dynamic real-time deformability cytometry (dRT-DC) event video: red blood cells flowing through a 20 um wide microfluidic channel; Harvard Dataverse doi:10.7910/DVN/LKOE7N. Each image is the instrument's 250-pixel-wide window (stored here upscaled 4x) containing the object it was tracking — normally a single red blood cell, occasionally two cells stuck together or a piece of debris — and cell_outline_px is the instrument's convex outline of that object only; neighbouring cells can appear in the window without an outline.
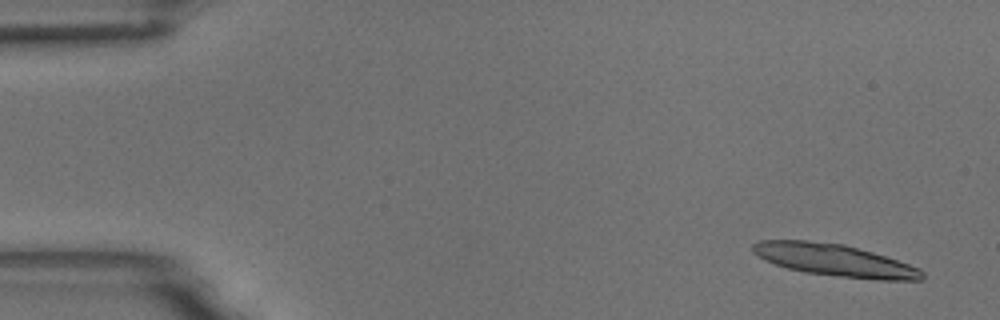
{"species": "common noctule bat (a hibernating species)", "species_latin": "Nyctalus noctula", "temperature_condition": "room temperature", "stored_images_in_passage": 16, "camera_frame_rate_fps": 3000, "um_per_image_px": 0.085, "animal": {"sex": "male", "body_mass_g": 18.8}, "frame": {"image": 1, "passage_image": 1, "time_ms": 0.0, "image_size_px": [1000, 320], "cell_outline_px": [[924, 280], [876, 280], [804, 272], [788, 268], [764, 260], [752, 252], [752, 244], [760, 240], [808, 240], [844, 244], [872, 252], [920, 268], [924, 272]], "centroid_in_image_um": [70.94, 22.11], "position_along_channel_um": 14.1, "area_um2": 31.56}}
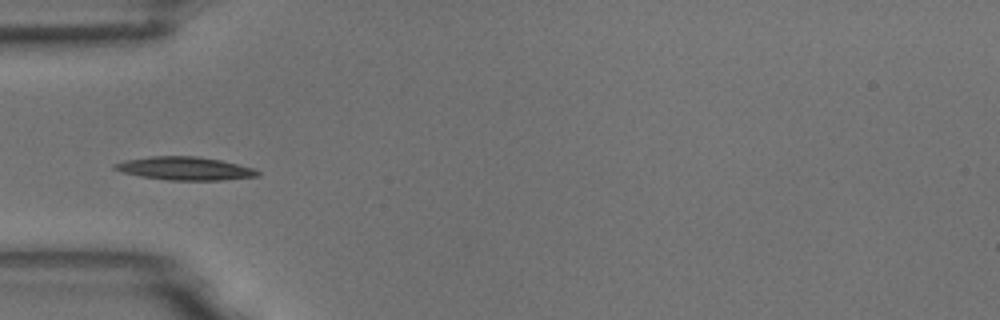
{"frame": {"image": 2, "passage_image": 5, "time_ms": 1.333, "image_size_px": [1000, 320], "cell_outline_px": [[260, 176], [220, 180], [168, 180], [140, 176], [124, 172], [112, 168], [112, 164], [124, 160], [152, 156], [196, 156], [220, 160], [256, 168], [260, 172]], "centroid_in_image_um": [15.73, 14.31], "position_along_channel_um": 69.3, "area_um2": 19.36}}
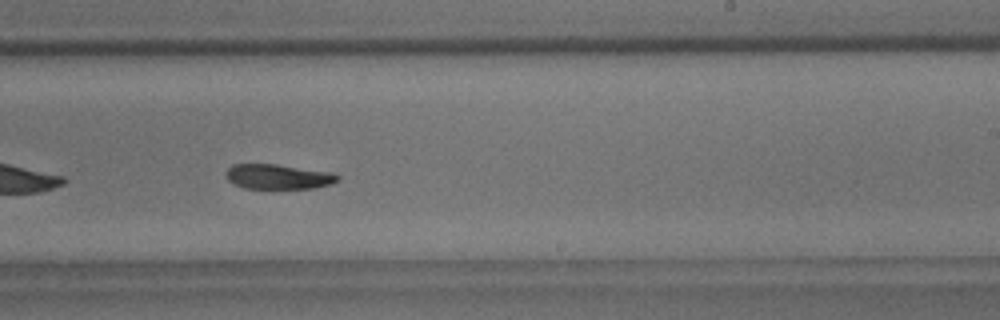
{"frame": {"image": 3, "passage_image": 10, "time_ms": 3.0, "image_size_px": [1000, 320], "cell_outline_px": [[340, 180], [328, 184], [312, 188], [244, 188], [228, 180], [224, 176], [224, 172], [232, 164], [276, 164], [332, 172], [340, 176]], "centroid_in_image_um": [23.62, 15.0], "position_along_channel_um": 265.4, "area_um2": 16.18}}